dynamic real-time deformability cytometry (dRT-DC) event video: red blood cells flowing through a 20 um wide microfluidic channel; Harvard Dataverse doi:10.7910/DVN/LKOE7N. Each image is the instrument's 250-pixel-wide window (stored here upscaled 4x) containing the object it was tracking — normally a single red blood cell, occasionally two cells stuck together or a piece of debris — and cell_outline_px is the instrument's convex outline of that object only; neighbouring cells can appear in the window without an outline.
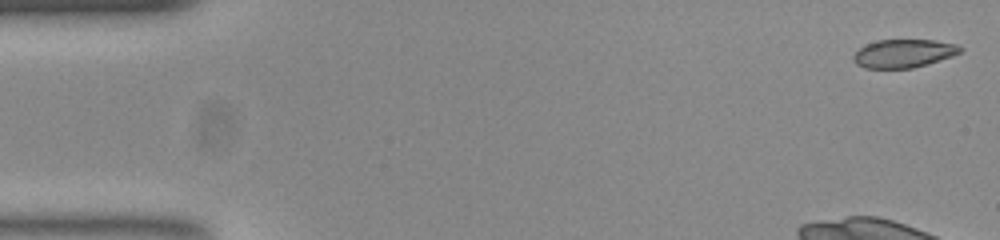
{"species": "common noctule bat (a hibernating species)", "species_latin": "Nyctalus noctula", "temperature_condition": "room temperature", "stored_images_in_passage": 16, "camera_frame_rate_fps": 3000, "um_per_image_px": 0.085, "animal": {"sex": "female", "body_mass_g": 23.0, "forearm_length_mm": 53.4}, "frame": {"image": 1, "passage_image": 1, "time_ms": 0.0, "image_size_px": [1000, 240], "cell_outline_px": [[964, 48], [960, 52], [952, 56], [912, 68], [864, 68], [856, 64], [852, 56], [860, 48], [876, 40], [932, 40], [956, 44]], "centroid_in_image_um": [76.8, 4.54], "position_along_channel_um": 8.2, "area_um2": 17.4}}